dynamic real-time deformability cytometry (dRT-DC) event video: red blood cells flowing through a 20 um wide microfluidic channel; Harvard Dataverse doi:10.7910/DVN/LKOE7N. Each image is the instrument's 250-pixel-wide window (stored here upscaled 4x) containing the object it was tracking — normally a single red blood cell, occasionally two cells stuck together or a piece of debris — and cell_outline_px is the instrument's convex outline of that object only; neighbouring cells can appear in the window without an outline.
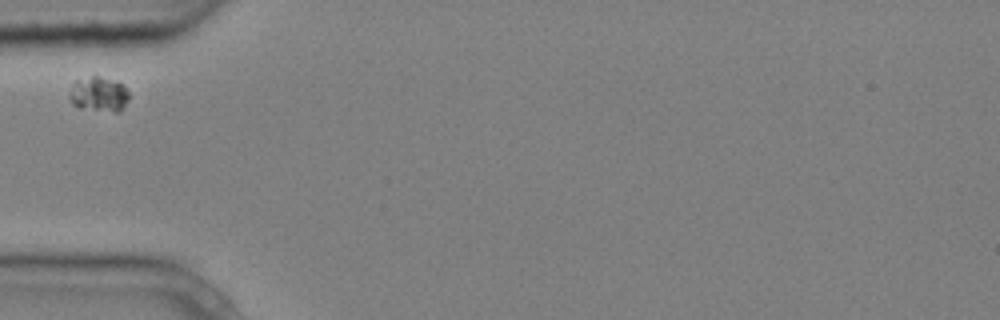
{"species": "common noctule bat (a hibernating species)", "species_latin": "Nyctalus noctula", "temperature_condition": "cold", "stored_images_in_passage": 2, "camera_frame_rate_fps": 3000, "um_per_image_px": 0.085, "animal": {"sex": "male", "body_mass_g": 20.4}, "frame": {"image": 1, "passage_image": 1, "time_ms": 0.0, "image_size_px": [1000, 320], "cell_outline_px": [[128, 96], [120, 112], [116, 112], [80, 108], [72, 104], [68, 96], [68, 92], [72, 84], [76, 80], [92, 76], [96, 76], [124, 84], [128, 92]], "centroid_in_image_um": [8.35, 8.01], "position_along_channel_um": 76.7, "area_um2": 12.02}}
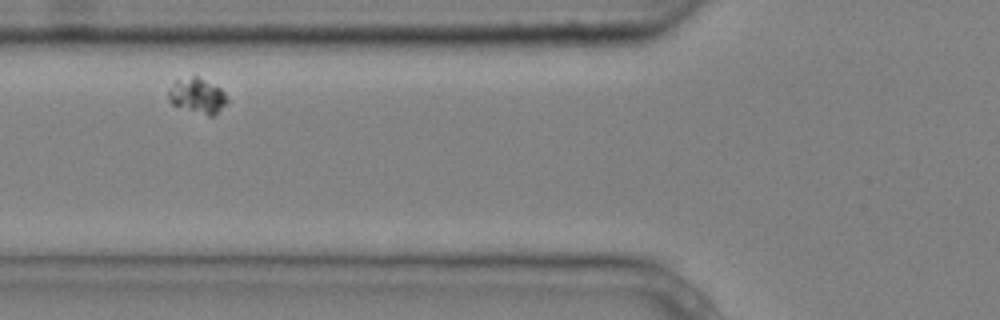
{"frame": {"image": 2, "passage_image": 2, "time_ms": 0.333, "image_size_px": [1000, 320], "cell_outline_px": [[228, 100], [212, 116], [208, 116], [172, 104], [168, 100], [168, 92], [176, 80], [192, 76], [196, 76], [220, 88], [224, 92]], "centroid_in_image_um": [16.75, 8.13], "position_along_channel_um": 109.0, "area_um2": 11.62}}